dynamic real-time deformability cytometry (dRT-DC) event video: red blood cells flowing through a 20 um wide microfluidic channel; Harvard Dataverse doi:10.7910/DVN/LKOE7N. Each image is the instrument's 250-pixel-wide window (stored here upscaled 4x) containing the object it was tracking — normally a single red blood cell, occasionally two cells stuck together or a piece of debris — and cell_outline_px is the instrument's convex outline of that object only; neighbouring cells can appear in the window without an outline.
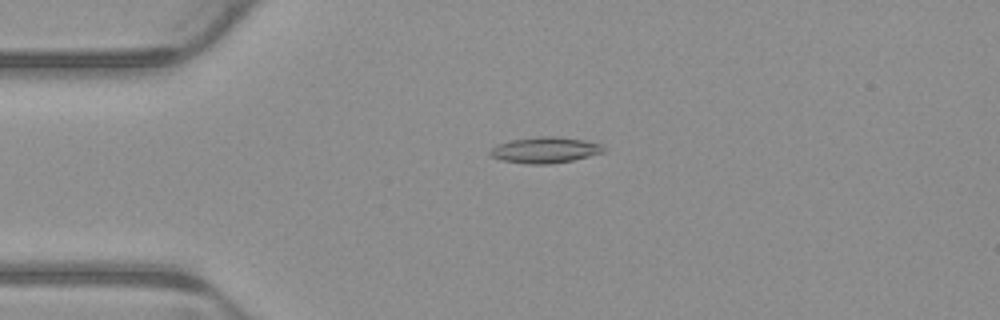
{"species": "common noctule bat (a hibernating species)", "species_latin": "Nyctalus noctula", "temperature_condition": "warm", "stored_images_in_passage": 4, "camera_frame_rate_fps": 3000, "um_per_image_px": 0.085, "animal": {"sex": "male", "body_mass_g": 23.1, "forearm_length_mm": 52.7}, "frame": {"image": 1, "passage_image": 3, "time_ms": 0.667, "image_size_px": [1000, 320], "cell_outline_px": [[604, 152], [572, 160], [552, 164], [528, 164], [500, 160], [488, 156], [488, 152], [496, 144], [512, 140], [540, 136], [556, 136], [584, 140], [600, 144], [604, 148]], "centroid_in_image_um": [46.27, 12.75], "position_along_channel_um": 38.7, "area_um2": 17.22}}